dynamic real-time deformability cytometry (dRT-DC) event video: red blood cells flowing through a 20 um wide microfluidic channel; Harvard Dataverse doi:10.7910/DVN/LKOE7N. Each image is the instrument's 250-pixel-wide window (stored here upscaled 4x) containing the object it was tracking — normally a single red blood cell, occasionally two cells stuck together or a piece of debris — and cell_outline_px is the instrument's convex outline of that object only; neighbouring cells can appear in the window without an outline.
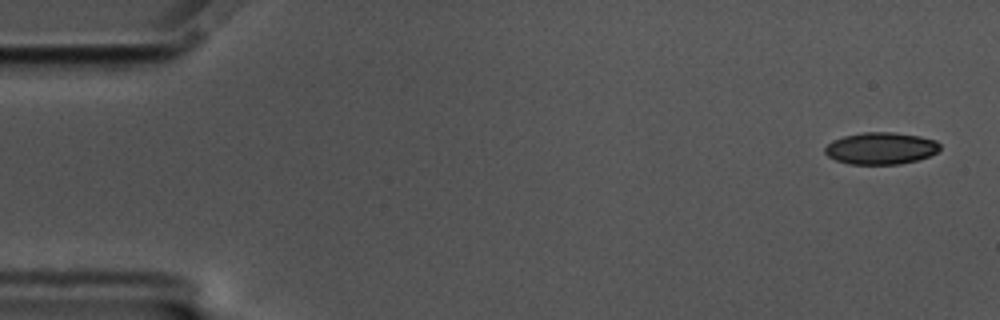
{"species": "common noctule bat (a hibernating species)", "species_latin": "Nyctalus noctula", "temperature_condition": "cold", "stored_images_in_passage": 56, "camera_frame_rate_fps": 3000, "um_per_image_px": 0.085, "animal": {"sex": "male", "body_mass_g": 17.5, "forearm_length_mm": 52.3}, "frame": {"image": 1, "passage_image": 1, "time_ms": 0.0, "image_size_px": [1000, 320], "cell_outline_px": [[940, 148], [936, 152], [928, 156], [916, 160], [900, 164], [848, 164], [836, 160], [828, 156], [824, 152], [824, 148], [832, 140], [844, 136], [864, 132], [892, 132], [920, 136], [936, 140], [940, 144]], "centroid_in_image_um": [74.86, 12.6], "position_along_channel_um": 10.1, "area_um2": 21.39}}
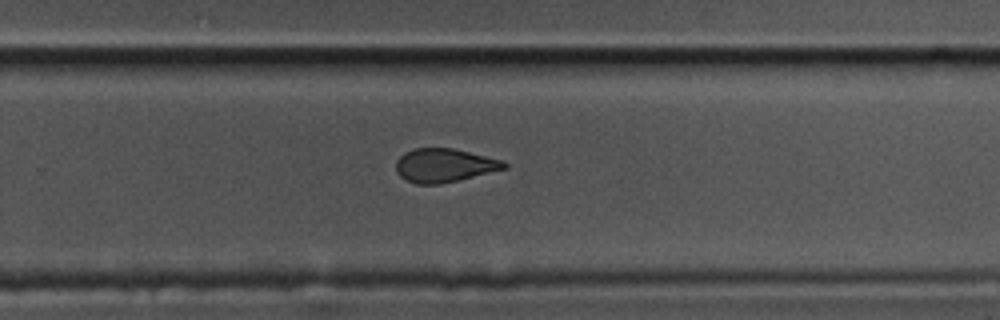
{"frame": {"image": 2, "passage_image": 36, "time_ms": 11.667, "image_size_px": [1000, 320], "cell_outline_px": [[508, 168], [440, 184], [416, 184], [400, 176], [396, 172], [396, 160], [404, 152], [416, 148], [452, 148], [504, 160], [508, 164]], "centroid_in_image_um": [37.77, 14.05], "position_along_channel_um": 292.0, "area_um2": 21.15}}
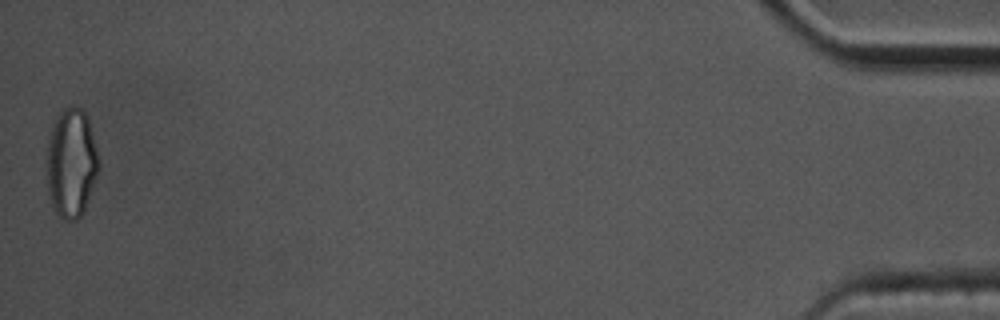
{"frame": {"image": 3, "passage_image": 56, "time_ms": 18.333, "image_size_px": [1000, 320], "cell_outline_px": [[100, 168], [88, 200], [80, 216], [76, 220], [64, 220], [56, 212], [52, 204], [48, 192], [48, 140], [52, 124], [56, 116], [64, 108], [72, 104], [80, 108], [84, 112], [88, 120], [100, 160]], "centroid_in_image_um": [6.08, 13.83], "position_along_channel_um": 429.1, "area_um2": 32.89}, "authors_computed_cell_mechanics": {"area_um2": 22.542, "velocity_mm_per_s": 3.4824, "shape_relaxation_time_tau1_ms": null, "shape_relaxation_time_tau2_ms": 1.7741, "deformation_change_tau1": null, "deformation_change_tau2": 0.0921}}